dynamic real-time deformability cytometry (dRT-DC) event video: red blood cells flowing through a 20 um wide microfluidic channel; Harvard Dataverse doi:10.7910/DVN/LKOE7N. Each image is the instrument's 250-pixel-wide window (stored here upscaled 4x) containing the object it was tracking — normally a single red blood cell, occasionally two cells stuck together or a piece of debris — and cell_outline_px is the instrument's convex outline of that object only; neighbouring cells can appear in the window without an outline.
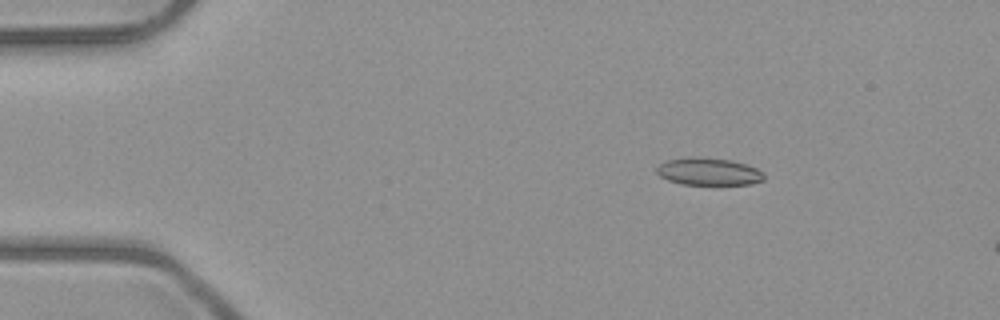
{"species": "common noctule bat (a hibernating species)", "species_latin": "Nyctalus noctula", "temperature_condition": "room temperature", "stored_images_in_passage": 4, "camera_frame_rate_fps": 3000, "um_per_image_px": 0.085, "animal": {"sex": "male", "body_mass_g": 23.1, "forearm_length_mm": 52.7}, "frame": {"image": 1, "passage_image": 2, "time_ms": 1.0, "image_size_px": [1000, 320], "cell_outline_px": [[764, 180], [752, 184], [680, 184], [668, 180], [660, 176], [656, 172], [656, 168], [660, 164], [668, 160], [732, 160], [756, 168], [764, 172]], "centroid_in_image_um": [60.29, 14.64], "position_along_channel_um": 24.7, "area_um2": 16.18}}